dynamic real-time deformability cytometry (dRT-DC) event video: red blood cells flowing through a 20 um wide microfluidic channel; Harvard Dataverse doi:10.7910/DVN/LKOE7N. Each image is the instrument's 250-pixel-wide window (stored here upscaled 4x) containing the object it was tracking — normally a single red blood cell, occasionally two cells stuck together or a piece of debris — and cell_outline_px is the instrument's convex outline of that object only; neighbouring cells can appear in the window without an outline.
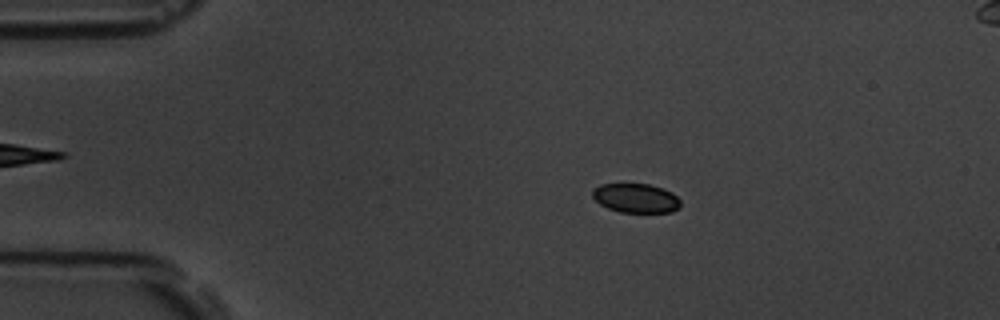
{"species": "common noctule bat (a hibernating species)", "species_latin": "Nyctalus noctula", "temperature_condition": "room temperature", "stored_images_in_passage": 58, "camera_frame_rate_fps": 3000, "um_per_image_px": 0.085, "animal": {"sex": "male", "body_mass_g": 19.5, "forearm_length_mm": 54.6}, "frame": {"image": 1, "passage_image": 11, "time_ms": 3.333, "image_size_px": [1000, 320], "cell_outline_px": [[680, 208], [672, 212], [620, 212], [608, 208], [600, 204], [592, 196], [592, 188], [600, 184], [648, 184], [664, 188], [672, 192], [680, 200]], "centroid_in_image_um": [54.05, 16.83], "position_along_channel_um": 30.9, "area_um2": 15.09}}
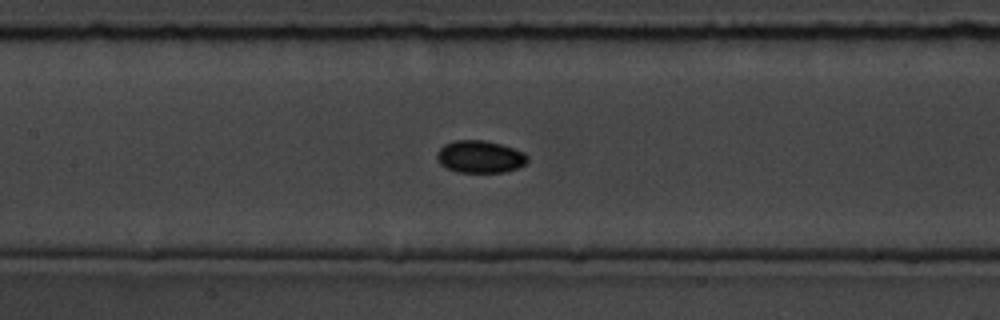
{"frame": {"image": 2, "passage_image": 27, "time_ms": 8.667, "image_size_px": [1000, 320], "cell_outline_px": [[528, 160], [524, 164], [516, 168], [504, 172], [456, 172], [440, 164], [436, 156], [436, 152], [444, 144], [456, 140], [484, 140], [500, 144], [524, 152], [528, 156]], "centroid_in_image_um": [40.78, 13.32], "position_along_channel_um": 166.6, "area_um2": 16.99}}
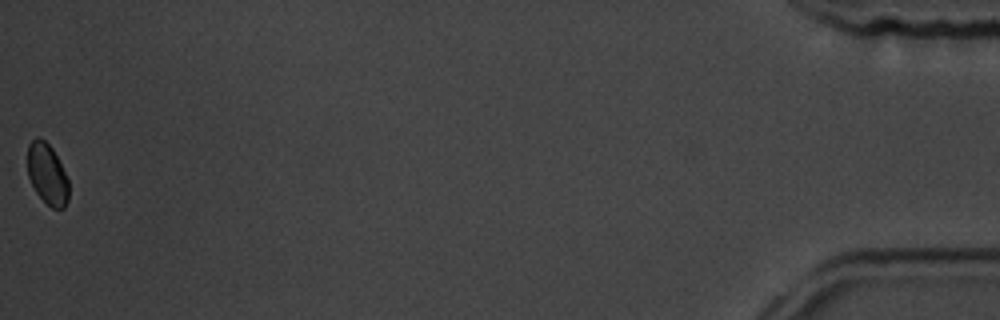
{"frame": {"image": 3, "passage_image": 58, "time_ms": 19.0, "image_size_px": [1000, 320], "cell_outline_px": [[68, 200], [64, 208], [52, 208], [36, 192], [28, 176], [28, 144], [36, 136], [40, 136], [52, 148], [68, 180]], "centroid_in_image_um": [4.0, 14.77], "position_along_channel_um": 431.2, "area_um2": 14.39}}